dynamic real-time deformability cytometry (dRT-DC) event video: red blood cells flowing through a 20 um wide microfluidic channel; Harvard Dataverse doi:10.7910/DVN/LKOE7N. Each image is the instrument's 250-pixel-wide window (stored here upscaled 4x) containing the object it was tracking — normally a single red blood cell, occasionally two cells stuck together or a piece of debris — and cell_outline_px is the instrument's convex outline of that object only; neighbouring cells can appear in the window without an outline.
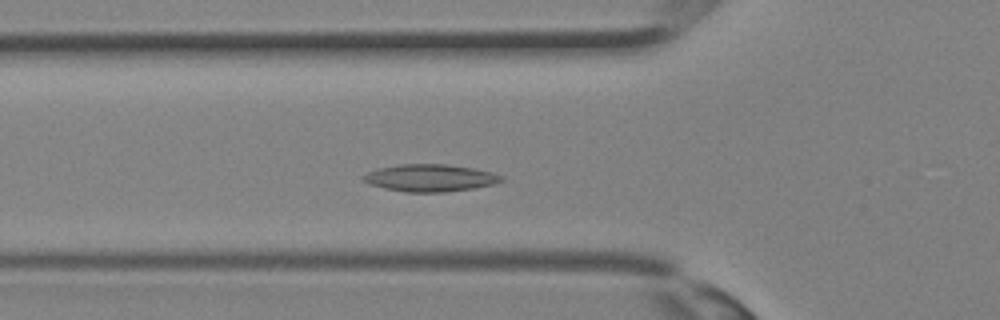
{"species": "Egyptian fruit bat (a non-hibernating species)", "species_latin": "Rousettus aegyptiacus", "temperature_condition": "room temperature", "stored_images_in_passage": 30, "camera_frame_rate_fps": 3000, "um_per_image_px": 0.085, "animal": {"sex": "female"}, "frame": {"image": 1, "passage_image": 6, "time_ms": 1.667, "image_size_px": [1000, 320], "cell_outline_px": [[504, 180], [492, 184], [472, 188], [444, 192], [404, 192], [384, 188], [368, 184], [360, 180], [360, 176], [368, 172], [380, 168], [400, 164], [444, 164], [472, 168], [492, 172], [504, 176]], "centroid_in_image_um": [36.51, 15.12], "position_along_channel_um": 89.3, "area_um2": 21.91}}
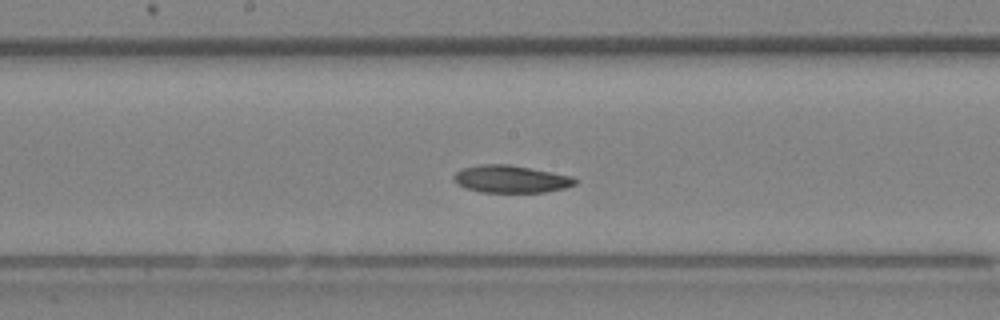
{"frame": {"image": 2, "passage_image": 12, "time_ms": 3.667, "image_size_px": [1000, 320], "cell_outline_px": [[580, 180], [576, 184], [564, 188], [544, 192], [480, 192], [464, 188], [456, 184], [452, 180], [452, 176], [460, 168], [480, 164], [508, 164], [572, 176]], "centroid_in_image_um": [43.37, 15.22], "position_along_channel_um": 204.8, "area_um2": 19.59}}
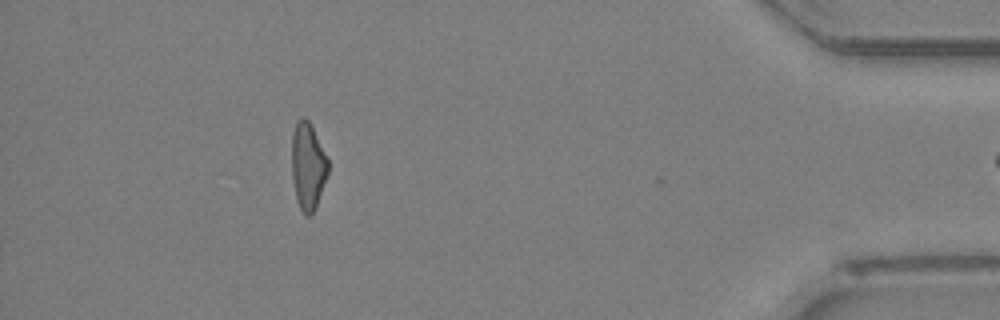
{"frame": {"image": 3, "passage_image": 30, "time_ms": 9.667, "image_size_px": [1000, 320], "cell_outline_px": [[328, 172], [316, 208], [308, 216], [300, 208], [296, 200], [292, 176], [292, 132], [296, 120], [300, 116], [304, 116], [312, 124], [328, 160]], "centroid_in_image_um": [26.16, 14.05], "position_along_channel_um": 409.0, "area_um2": 18.55}}